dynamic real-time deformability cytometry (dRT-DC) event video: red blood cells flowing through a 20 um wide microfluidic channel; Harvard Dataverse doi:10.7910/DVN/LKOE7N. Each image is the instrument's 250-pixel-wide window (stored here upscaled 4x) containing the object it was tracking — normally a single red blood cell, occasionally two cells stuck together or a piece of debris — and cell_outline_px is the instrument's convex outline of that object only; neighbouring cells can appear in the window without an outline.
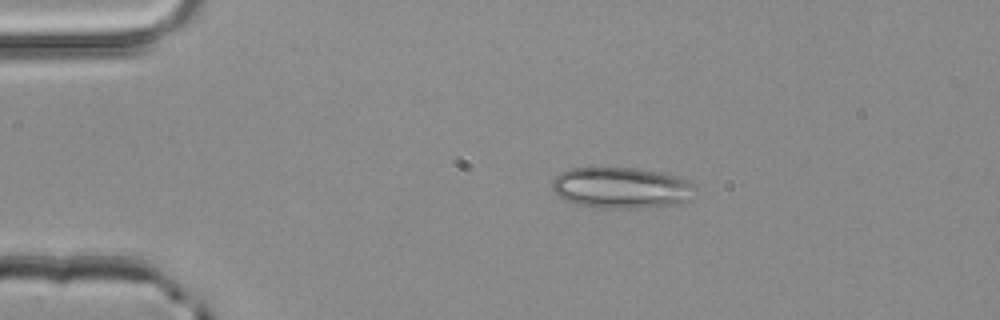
{"species": "common noctule bat (a hibernating species)", "species_latin": "Nyctalus noctula", "temperature_condition": "room temperature", "stored_images_in_passage": 17, "camera_frame_rate_fps": 3000, "um_per_image_px": 0.085, "animal": {"sex": "male", "body_mass_g": 20.4}, "frame": {"image": 1, "passage_image": 1, "time_ms": 0.0, "image_size_px": [1000, 320], "cell_outline_px": [[692, 200], [680, 204], [644, 208], [596, 208], [572, 204], [564, 200], [552, 188], [552, 180], [560, 172], [572, 168], [636, 168], [660, 172], [676, 176], [692, 184]], "centroid_in_image_um": [52.78, 15.98], "position_along_channel_um": 32.2, "area_um2": 34.45}}